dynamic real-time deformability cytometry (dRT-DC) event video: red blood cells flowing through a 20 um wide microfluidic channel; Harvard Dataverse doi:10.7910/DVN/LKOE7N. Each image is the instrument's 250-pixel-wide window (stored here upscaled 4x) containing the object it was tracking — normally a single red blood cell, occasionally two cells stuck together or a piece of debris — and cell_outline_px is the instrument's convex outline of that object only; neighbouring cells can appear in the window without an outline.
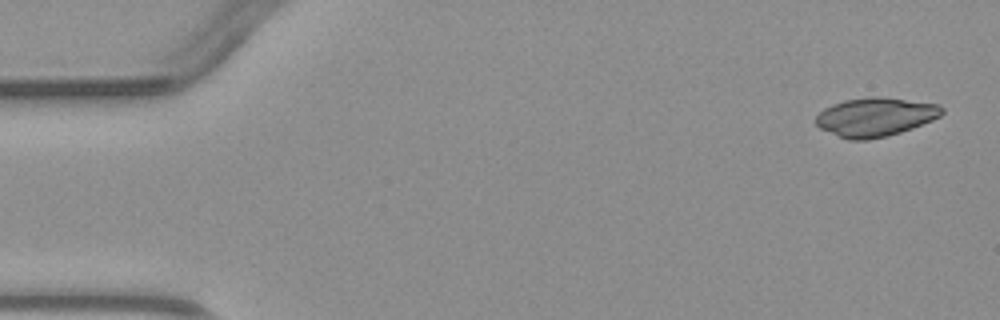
{"species": "common noctule bat (a hibernating species)", "species_latin": "Nyctalus noctula", "temperature_condition": "warm", "stored_images_in_passage": 4, "camera_frame_rate_fps": 3000, "um_per_image_px": 0.085, "animal": {"sex": "male", "body_mass_g": 23.1, "forearm_length_mm": 52.7}, "frame": {"image": 1, "passage_image": 1, "time_ms": 0.0, "image_size_px": [1000, 320], "cell_outline_px": [[944, 112], [940, 116], [932, 120], [912, 128], [888, 136], [868, 140], [848, 140], [820, 128], [816, 124], [816, 116], [824, 108], [832, 104], [844, 100], [868, 96], [880, 96], [940, 104], [944, 108]], "centroid_in_image_um": [74.41, 9.93], "position_along_channel_um": 10.6, "area_um2": 28.67}}